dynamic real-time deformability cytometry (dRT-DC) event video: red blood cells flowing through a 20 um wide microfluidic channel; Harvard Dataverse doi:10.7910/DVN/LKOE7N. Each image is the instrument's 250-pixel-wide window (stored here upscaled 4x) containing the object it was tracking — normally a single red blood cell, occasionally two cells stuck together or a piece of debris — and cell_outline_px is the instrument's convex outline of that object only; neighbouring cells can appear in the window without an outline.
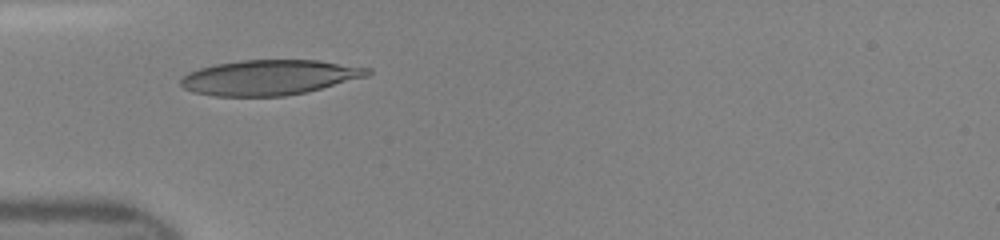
{"species": "human", "species_latin": "Homo sapiens", "temperature_condition": "room temperature", "stored_images_in_passage": 29, "camera_frame_rate_fps": 3000, "um_per_image_px": 0.085, "donor": {"sex": "female"}, "frame": {"image": 1, "passage_image": 1, "time_ms": 0.0, "image_size_px": [1000, 240], "cell_outline_px": [[372, 72], [368, 76], [304, 92], [284, 96], [212, 96], [192, 92], [184, 88], [180, 84], [180, 80], [188, 72], [200, 68], [216, 64], [240, 60], [316, 60], [372, 68]], "centroid_in_image_um": [22.88, 6.58], "position_along_channel_um": 62.1, "area_um2": 38.09}}
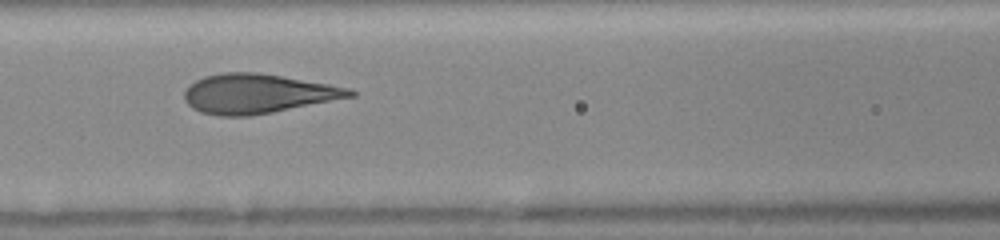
{"frame": {"image": 2, "passage_image": 7, "time_ms": 2.0, "image_size_px": [1000, 240], "cell_outline_px": [[356, 96], [272, 112], [248, 116], [220, 116], [200, 112], [192, 108], [184, 100], [184, 92], [196, 80], [204, 76], [220, 72], [256, 72], [328, 84], [348, 88], [356, 92]], "centroid_in_image_um": [21.87, 7.96], "position_along_channel_um": 144.7, "area_um2": 37.74}}
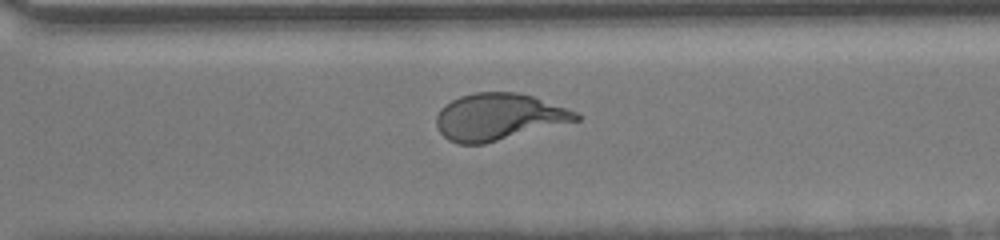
{"frame": {"image": 3, "passage_image": 20, "time_ms": 6.333, "image_size_px": [1000, 240], "cell_outline_px": [[580, 120], [484, 144], [460, 144], [448, 140], [436, 128], [436, 116], [440, 108], [452, 100], [460, 96], [476, 92], [516, 92], [532, 96], [576, 112], [580, 116]], "centroid_in_image_um": [42.34, 9.94], "position_along_channel_um": 328.3, "area_um2": 37.86}}